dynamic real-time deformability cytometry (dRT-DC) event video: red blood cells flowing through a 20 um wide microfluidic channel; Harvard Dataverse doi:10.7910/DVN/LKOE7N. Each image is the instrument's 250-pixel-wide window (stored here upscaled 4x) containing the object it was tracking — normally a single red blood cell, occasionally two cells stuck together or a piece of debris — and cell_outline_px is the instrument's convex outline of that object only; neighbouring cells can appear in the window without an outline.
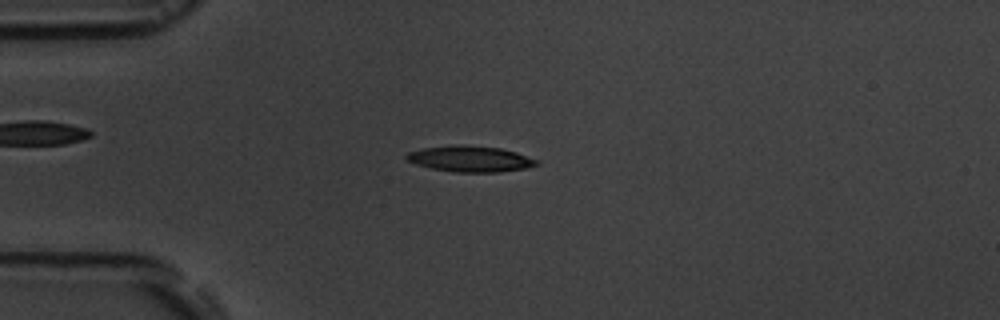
{"species": "common noctule bat (a hibernating species)", "species_latin": "Nyctalus noctula", "temperature_condition": "room temperature", "stored_images_in_passage": 6, "camera_frame_rate_fps": 3000, "um_per_image_px": 0.085, "animal": {"sex": "male", "body_mass_g": 19.5, "forearm_length_mm": 54.6}, "frame": {"image": 1, "passage_image": 4, "time_ms": 3.667, "image_size_px": [1000, 320], "cell_outline_px": [[540, 164], [528, 168], [496, 172], [456, 172], [432, 168], [416, 164], [408, 160], [404, 156], [408, 152], [424, 148], [456, 144], [464, 144], [500, 148], [516, 152], [540, 160]], "centroid_in_image_um": [40.02, 13.49], "position_along_channel_um": 45.0, "area_um2": 19.77}}
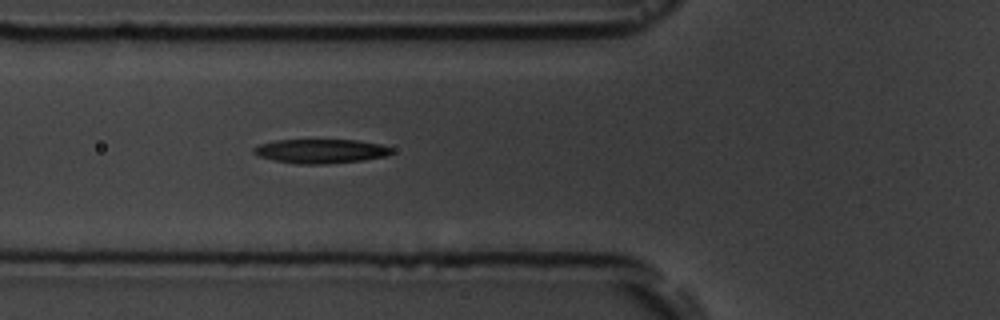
{"frame": {"image": 2, "passage_image": 6, "time_ms": 5.667, "image_size_px": [1000, 320], "cell_outline_px": [[392, 152], [388, 156], [364, 160], [324, 164], [296, 164], [256, 156], [252, 152], [252, 148], [260, 144], [276, 140], [356, 140], [380, 144], [392, 148]], "centroid_in_image_um": [27.25, 12.85], "position_along_channel_um": 98.6, "area_um2": 19.48}}